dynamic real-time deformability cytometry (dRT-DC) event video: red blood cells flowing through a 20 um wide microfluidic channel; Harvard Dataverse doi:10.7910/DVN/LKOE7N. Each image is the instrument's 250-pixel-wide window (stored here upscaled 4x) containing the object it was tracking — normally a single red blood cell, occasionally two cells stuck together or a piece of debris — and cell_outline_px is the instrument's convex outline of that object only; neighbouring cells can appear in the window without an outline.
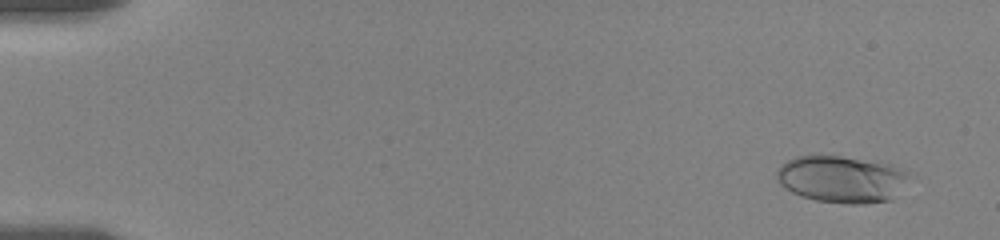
{"species": "human", "species_latin": "Homo sapiens", "temperature_condition": "room temperature", "stored_images_in_passage": 47, "camera_frame_rate_fps": 3000, "um_per_image_px": 0.085, "donor": {"sex": "female"}, "frame": {"image": 1, "passage_image": 2, "time_ms": 0.667, "image_size_px": [1000, 240], "cell_outline_px": [[908, 176], [892, 200], [864, 204], [844, 204], [816, 200], [800, 196], [784, 188], [780, 184], [776, 176], [776, 172], [780, 164], [796, 156], [816, 152], [880, 160], [908, 168]], "centroid_in_image_um": [71.53, 15.16], "position_along_channel_um": 13.5, "area_um2": 37.69}}
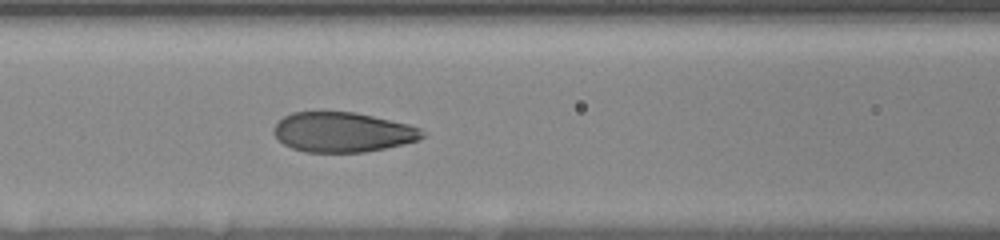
{"frame": {"image": 2, "passage_image": 23, "time_ms": 8.0, "image_size_px": [1000, 240], "cell_outline_px": [[428, 136], [416, 140], [384, 148], [364, 152], [304, 152], [292, 148], [284, 144], [272, 132], [272, 128], [284, 116], [292, 112], [352, 112], [372, 116], [408, 124], [420, 128]], "centroid_in_image_um": [29.1, 11.23], "position_along_channel_um": 137.5, "area_um2": 34.28}}
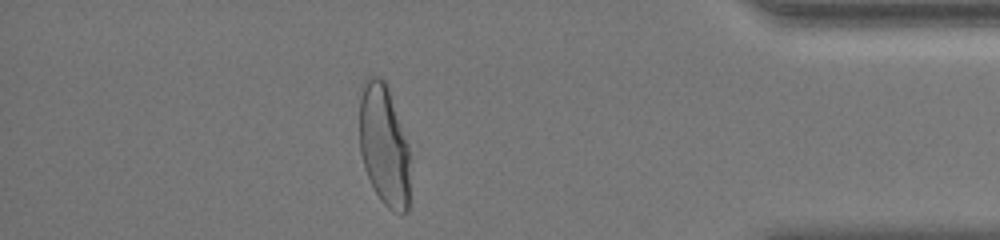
{"frame": {"image": 3, "passage_image": 41, "time_ms": 16.333, "image_size_px": [1000, 240], "cell_outline_px": [[408, 212], [396, 212], [388, 208], [380, 200], [364, 168], [360, 152], [360, 84], [368, 76], [380, 76], [384, 80], [388, 88], [408, 144]], "centroid_in_image_um": [32.61, 12.29], "position_along_channel_um": 402.6, "area_um2": 35.55}, "authors_computed_cell_mechanics": {"area_um2": 35.547, "velocity_mm_per_s": 3.5461, "shape_relaxation_time_tau1_ms": 4.2224, "shape_relaxation_time_tau2_ms": null, "deformation_change_tau1": 0.1896, "deformation_change_tau2": null}}